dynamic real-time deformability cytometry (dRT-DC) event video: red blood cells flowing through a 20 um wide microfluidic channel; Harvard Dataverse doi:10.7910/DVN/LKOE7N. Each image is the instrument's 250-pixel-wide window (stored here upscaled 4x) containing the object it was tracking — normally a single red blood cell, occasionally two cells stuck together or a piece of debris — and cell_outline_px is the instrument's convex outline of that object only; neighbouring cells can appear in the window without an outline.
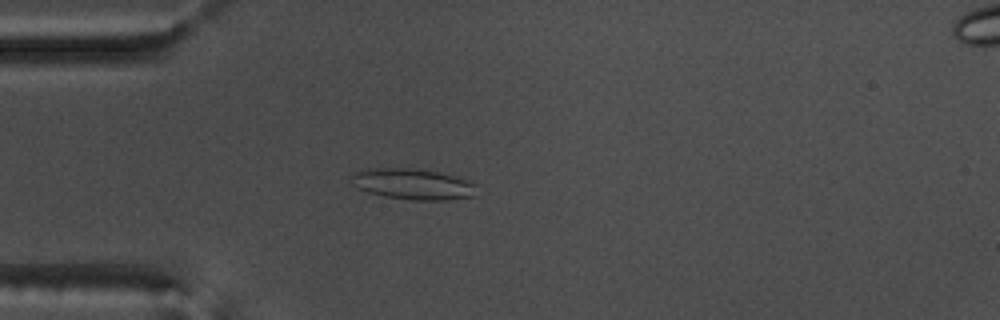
{"species": "common noctule bat (a hibernating species)", "species_latin": "Nyctalus noctula", "temperature_condition": "warm", "stored_images_in_passage": 55, "camera_frame_rate_fps": 3000, "um_per_image_px": 0.085, "animal": {"sex": "male", "body_mass_g": 17.5, "forearm_length_mm": 52.3}, "frame": {"image": 1, "passage_image": 15, "time_ms": 4.667, "image_size_px": [1000, 320], "cell_outline_px": [[476, 196], [444, 200], [412, 200], [384, 196], [368, 192], [356, 188], [352, 184], [348, 176], [352, 172], [368, 168], [412, 168], [440, 172], [476, 184]], "centroid_in_image_um": [35.01, 15.64], "position_along_channel_um": 50.0, "area_um2": 22.77}}
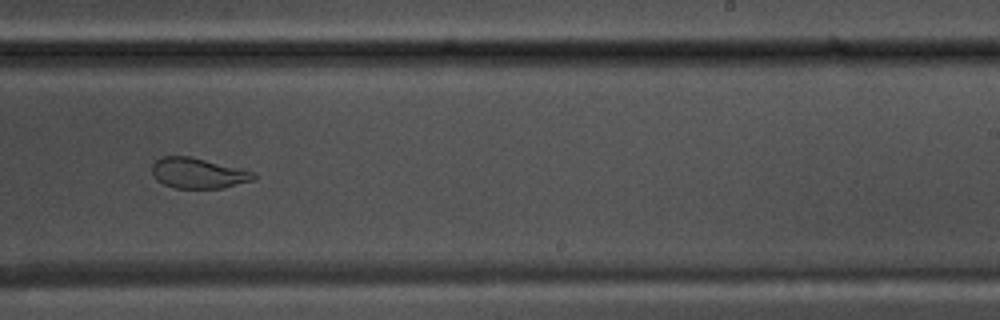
{"frame": {"image": 2, "passage_image": 34, "time_ms": 11.0, "image_size_px": [1000, 320], "cell_outline_px": [[260, 176], [256, 180], [224, 188], [176, 188], [164, 184], [156, 180], [152, 172], [152, 164], [160, 156], [188, 156], [240, 168], [256, 172]], "centroid_in_image_um": [16.9, 14.72], "position_along_channel_um": 272.1, "area_um2": 18.26}}
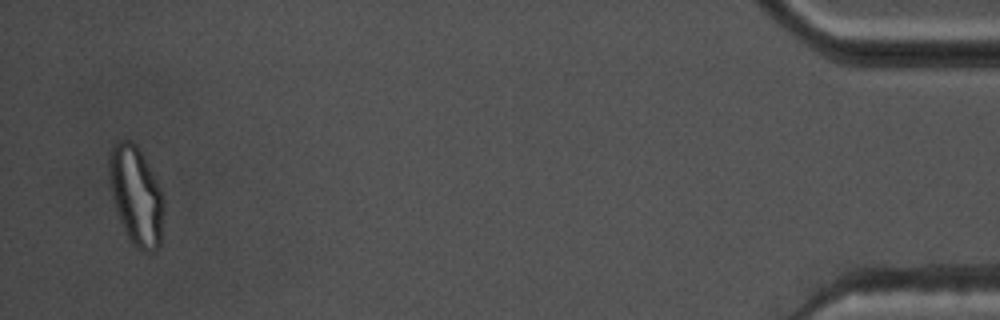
{"frame": {"image": 3, "passage_image": 53, "time_ms": 17.333, "image_size_px": [1000, 320], "cell_outline_px": [[164, 204], [160, 248], [156, 252], [144, 252], [136, 248], [132, 244], [120, 220], [112, 196], [108, 180], [108, 152], [112, 144], [120, 140], [132, 140], [136, 144], [156, 180], [160, 188], [164, 200]], "centroid_in_image_um": [11.55, 16.63], "position_along_channel_um": 423.6, "area_um2": 31.67}, "authors_computed_cell_mechanics": {"area_um2": 23.12, "velocity_mm_per_s": 3.7074, "shape_relaxation_time_tau1_ms": null, "shape_relaxation_time_tau2_ms": 1.4156, "deformation_change_tau1": null, "deformation_change_tau2": 0.0842}}